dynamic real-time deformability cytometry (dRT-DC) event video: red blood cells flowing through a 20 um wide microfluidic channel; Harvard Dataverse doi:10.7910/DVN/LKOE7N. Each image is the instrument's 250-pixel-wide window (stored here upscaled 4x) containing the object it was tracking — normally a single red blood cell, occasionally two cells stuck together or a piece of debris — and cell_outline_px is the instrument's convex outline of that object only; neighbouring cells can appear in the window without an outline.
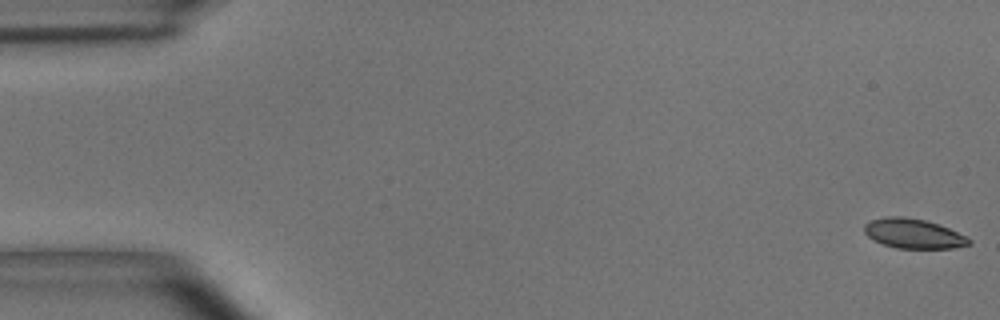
{"species": "common noctule bat (a hibernating species)", "species_latin": "Nyctalus noctula", "temperature_condition": "room temperature", "stored_images_in_passage": 7, "camera_frame_rate_fps": 3000, "um_per_image_px": 0.085, "animal": {"sex": "male", "body_mass_g": 15.6}, "frame": {"image": 1, "passage_image": 1, "time_ms": 0.0, "image_size_px": [1000, 320], "cell_outline_px": [[972, 244], [952, 248], [896, 248], [884, 244], [868, 236], [864, 232], [864, 224], [872, 220], [884, 216], [904, 216], [928, 220], [948, 228], [972, 240]], "centroid_in_image_um": [77.64, 19.84], "position_along_channel_um": 7.4, "area_um2": 18.03}}
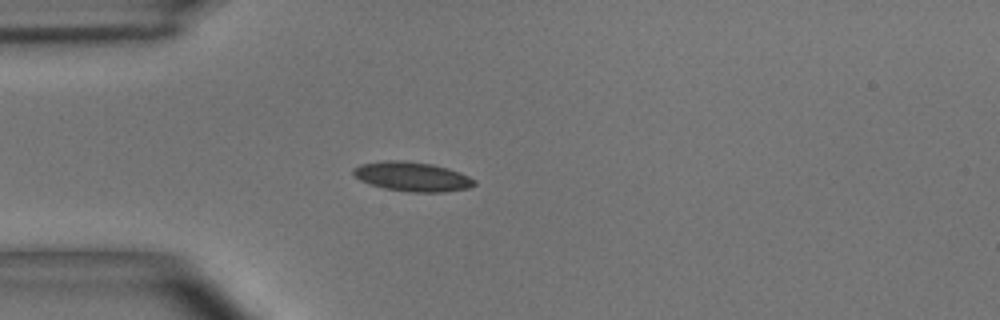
{"frame": {"image": 2, "passage_image": 5, "time_ms": 1.333, "image_size_px": [1000, 320], "cell_outline_px": [[476, 184], [468, 188], [444, 192], [412, 192], [384, 188], [368, 184], [360, 180], [352, 172], [352, 168], [360, 164], [384, 160], [404, 160], [432, 164], [448, 168], [460, 172], [476, 180]], "centroid_in_image_um": [35.03, 15.0], "position_along_channel_um": 50.0, "area_um2": 20.87}}
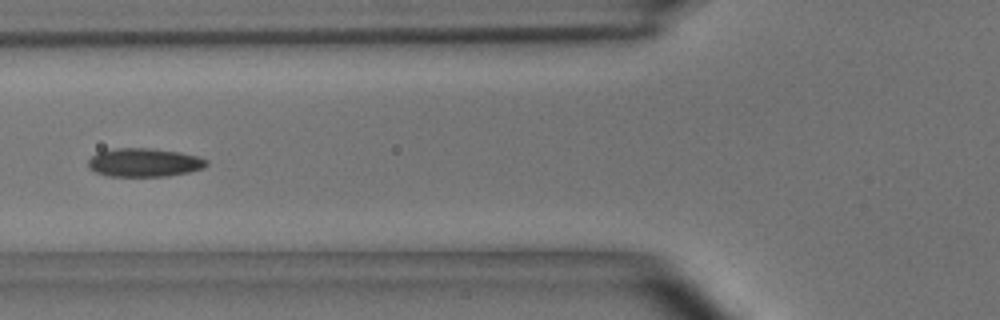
{"frame": {"image": 3, "passage_image": 7, "time_ms": 2.0, "image_size_px": [1000, 320], "cell_outline_px": [[208, 164], [204, 168], [188, 172], [168, 176], [108, 176], [96, 172], [88, 168], [88, 160], [92, 156], [100, 152], [116, 148], [148, 148], [180, 152], [196, 156], [208, 160]], "centroid_in_image_um": [12.26, 13.82], "position_along_channel_um": 113.5, "area_um2": 19.59}}